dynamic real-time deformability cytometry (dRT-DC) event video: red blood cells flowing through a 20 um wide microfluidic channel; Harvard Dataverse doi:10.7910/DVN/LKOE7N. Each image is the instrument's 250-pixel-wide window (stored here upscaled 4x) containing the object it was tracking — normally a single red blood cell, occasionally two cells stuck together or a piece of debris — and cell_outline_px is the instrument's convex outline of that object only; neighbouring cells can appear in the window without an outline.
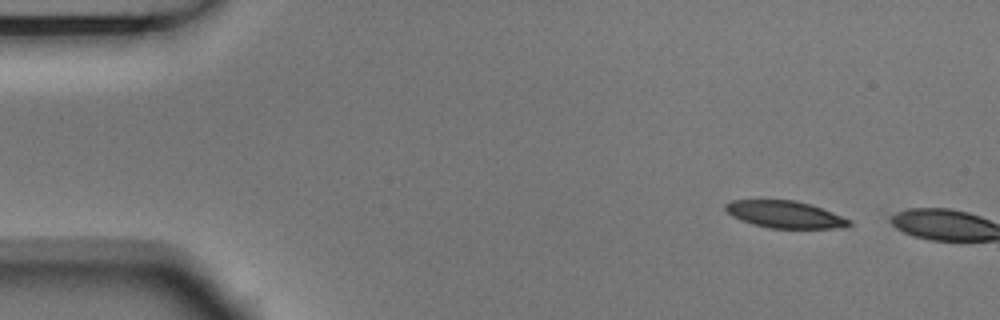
{"species": "Egyptian fruit bat (a non-hibernating species)", "species_latin": "Rousettus aegyptiacus", "temperature_condition": "room temperature", "stored_images_in_passage": 2, "camera_frame_rate_fps": 3000, "um_per_image_px": 0.085, "animal": {"sex": "male"}, "frame": {"image": 1, "passage_image": 1, "time_ms": 0.0, "image_size_px": [1000, 320], "cell_outline_px": [[852, 224], [844, 228], [768, 228], [752, 224], [740, 220], [732, 216], [724, 208], [724, 204], [732, 200], [796, 200], [832, 212], [852, 220]], "centroid_in_image_um": [66.71, 18.23], "position_along_channel_um": 18.3, "area_um2": 19.54}}